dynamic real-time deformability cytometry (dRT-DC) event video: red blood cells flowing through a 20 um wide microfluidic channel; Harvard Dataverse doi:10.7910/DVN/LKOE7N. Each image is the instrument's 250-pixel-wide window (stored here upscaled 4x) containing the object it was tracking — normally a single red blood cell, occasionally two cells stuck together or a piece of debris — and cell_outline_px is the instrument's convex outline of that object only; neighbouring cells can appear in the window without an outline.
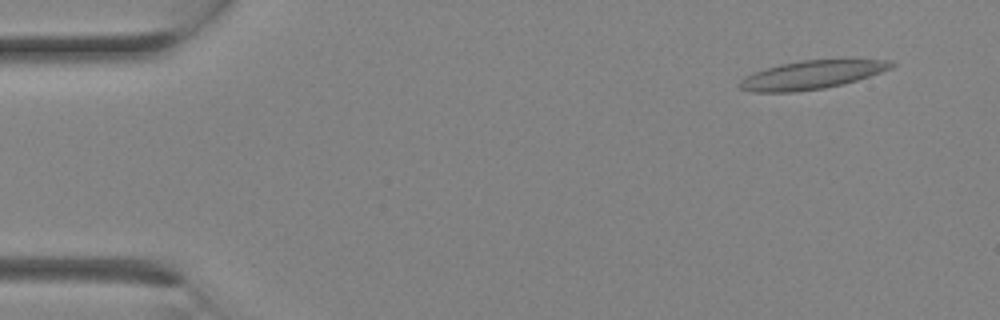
{"species": "Egyptian fruit bat (a non-hibernating species)", "species_latin": "Rousettus aegyptiacus", "temperature_condition": "room temperature", "stored_images_in_passage": 11, "camera_frame_rate_fps": 3000, "um_per_image_px": 0.085, "animal": {"sex": "female"}, "frame": {"image": 1, "passage_image": 2, "time_ms": 0.333, "image_size_px": [1000, 320], "cell_outline_px": [[896, 64], [892, 68], [844, 84], [824, 88], [792, 92], [752, 92], [740, 88], [736, 84], [744, 76], [764, 68], [780, 64], [804, 60], [892, 60]], "centroid_in_image_um": [68.94, 6.37], "position_along_channel_um": 16.1, "area_um2": 25.03}}
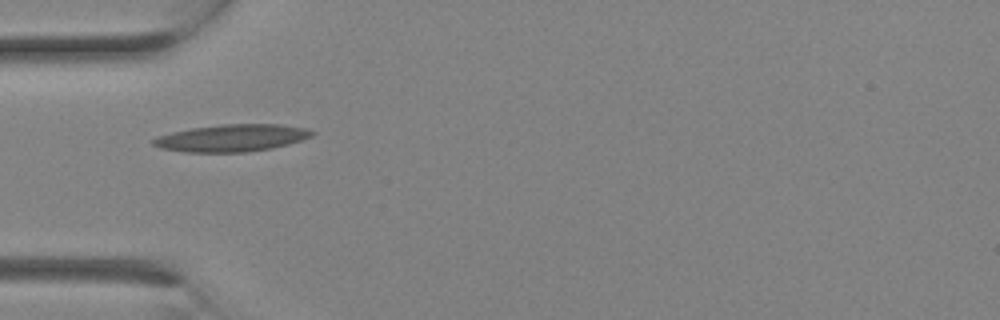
{"frame": {"image": 2, "passage_image": 8, "time_ms": 2.333, "image_size_px": [1000, 320], "cell_outline_px": [[316, 132], [312, 136], [288, 144], [272, 148], [248, 152], [184, 152], [160, 148], [152, 144], [152, 140], [156, 136], [172, 132], [192, 128], [220, 124], [280, 124], [308, 128]], "centroid_in_image_um": [19.71, 11.72], "position_along_channel_um": 65.3, "area_um2": 25.26}}
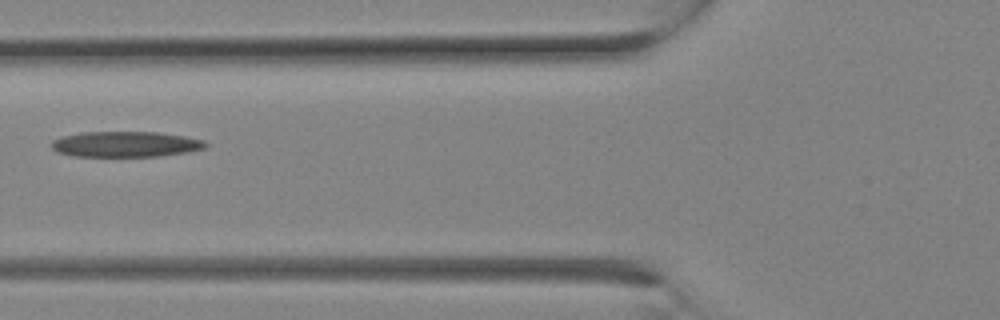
{"frame": {"image": 3, "passage_image": 10, "time_ms": 3.0, "image_size_px": [1000, 320], "cell_outline_px": [[208, 144], [204, 148], [188, 152], [160, 156], [72, 156], [56, 152], [52, 148], [52, 140], [64, 136], [80, 132], [156, 132], [184, 136], [204, 140]], "centroid_in_image_um": [10.67, 12.26], "position_along_channel_um": 115.1, "area_um2": 22.95}}